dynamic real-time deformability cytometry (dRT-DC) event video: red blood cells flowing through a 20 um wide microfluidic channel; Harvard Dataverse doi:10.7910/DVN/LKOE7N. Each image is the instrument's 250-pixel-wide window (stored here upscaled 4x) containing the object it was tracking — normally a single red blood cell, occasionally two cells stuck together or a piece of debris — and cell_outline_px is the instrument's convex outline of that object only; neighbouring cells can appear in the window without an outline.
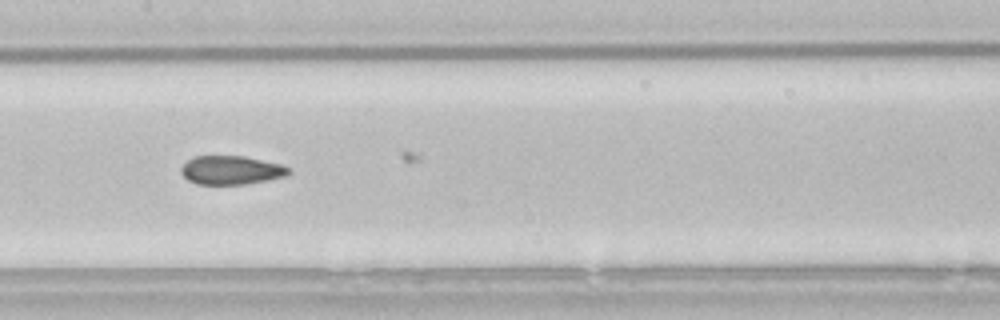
{"species": "common noctule bat (a hibernating species)", "species_latin": "Nyctalus noctula", "temperature_condition": "room temperature", "stored_images_in_passage": 19, "camera_frame_rate_fps": 3000, "um_per_image_px": 0.085, "animal": {"sex": "male", "body_mass_g": 21.5, "forearm_length_mm": 52.0}, "frame": {"image": 1, "passage_image": 11, "time_ms": 3.333, "image_size_px": [1000, 320], "cell_outline_px": [[292, 172], [288, 176], [244, 184], [196, 184], [188, 180], [180, 172], [180, 168], [192, 156], [244, 156], [280, 164], [288, 168]], "centroid_in_image_um": [19.64, 14.46], "position_along_channel_um": 187.8, "area_um2": 17.98}}